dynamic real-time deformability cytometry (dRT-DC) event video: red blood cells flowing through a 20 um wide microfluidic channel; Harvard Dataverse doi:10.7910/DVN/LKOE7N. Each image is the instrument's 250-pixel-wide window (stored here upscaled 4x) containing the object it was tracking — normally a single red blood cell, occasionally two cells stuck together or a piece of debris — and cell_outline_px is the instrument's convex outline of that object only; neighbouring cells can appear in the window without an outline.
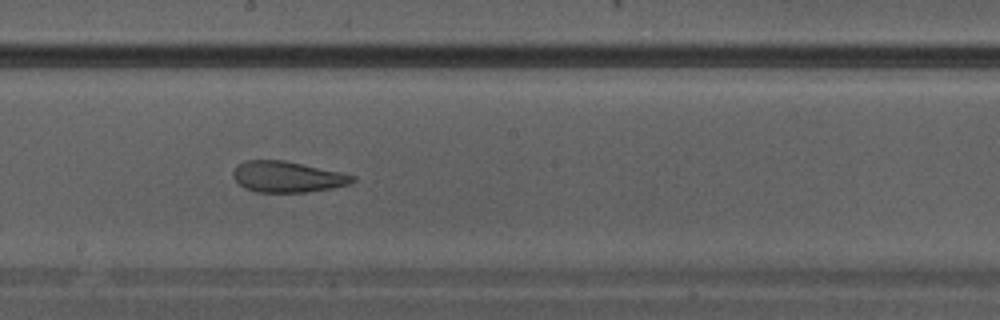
{"species": "Egyptian fruit bat (a non-hibernating species)", "species_latin": "Rousettus aegyptiacus", "temperature_condition": "warm", "stored_images_in_passage": 20, "camera_frame_rate_fps": 3000, "um_per_image_px": 0.085, "animal": {"sex": "male"}, "frame": {"image": 1, "passage_image": 15, "time_ms": 4.667, "image_size_px": [1000, 320], "cell_outline_px": [[356, 180], [348, 184], [332, 188], [308, 192], [256, 192], [244, 188], [232, 176], [232, 172], [240, 164], [248, 160], [284, 160], [340, 172], [356, 176]], "centroid_in_image_um": [24.43, 15.03], "position_along_channel_um": 223.8, "area_um2": 21.39}}
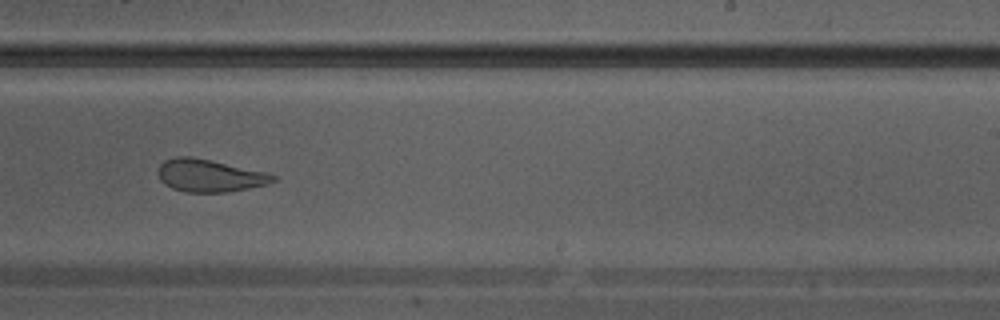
{"frame": {"image": 2, "passage_image": 17, "time_ms": 5.333, "image_size_px": [1000, 320], "cell_outline_px": [[276, 180], [268, 184], [228, 192], [184, 192], [172, 188], [164, 184], [160, 180], [156, 172], [160, 164], [164, 160], [176, 156], [192, 156], [212, 160], [268, 172], [276, 176]], "centroid_in_image_um": [17.79, 14.91], "position_along_channel_um": 271.2, "area_um2": 22.14}}